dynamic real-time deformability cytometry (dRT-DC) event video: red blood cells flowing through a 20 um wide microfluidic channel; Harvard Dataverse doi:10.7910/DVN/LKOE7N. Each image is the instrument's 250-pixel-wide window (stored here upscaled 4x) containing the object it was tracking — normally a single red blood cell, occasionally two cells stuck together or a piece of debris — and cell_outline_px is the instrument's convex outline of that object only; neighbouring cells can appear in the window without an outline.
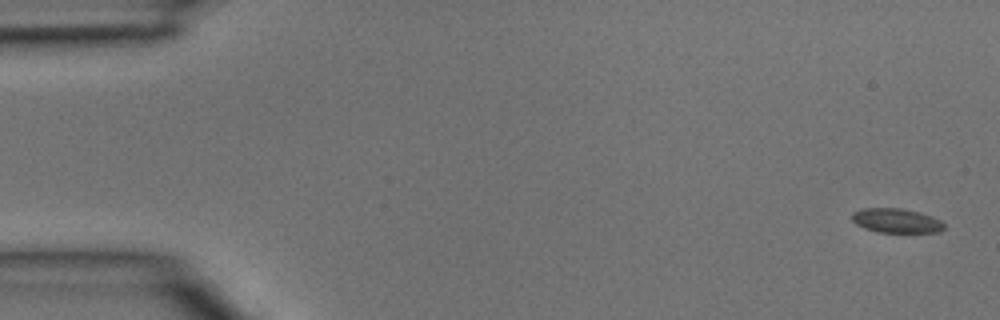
{"species": "common noctule bat (a hibernating species)", "species_latin": "Nyctalus noctula", "temperature_condition": "room temperature", "stored_images_in_passage": 3, "camera_frame_rate_fps": 3000, "um_per_image_px": 0.085, "animal": {"sex": "male", "body_mass_g": 15.6}, "frame": {"image": 1, "passage_image": 1, "time_ms": 0.0, "image_size_px": [1000, 320], "cell_outline_px": [[944, 228], [940, 232], [880, 232], [864, 228], [856, 224], [852, 220], [852, 212], [864, 208], [900, 208], [920, 212], [932, 216], [940, 220], [944, 224]], "centroid_in_image_um": [76.19, 18.75], "position_along_channel_um": 8.8, "area_um2": 13.06}}
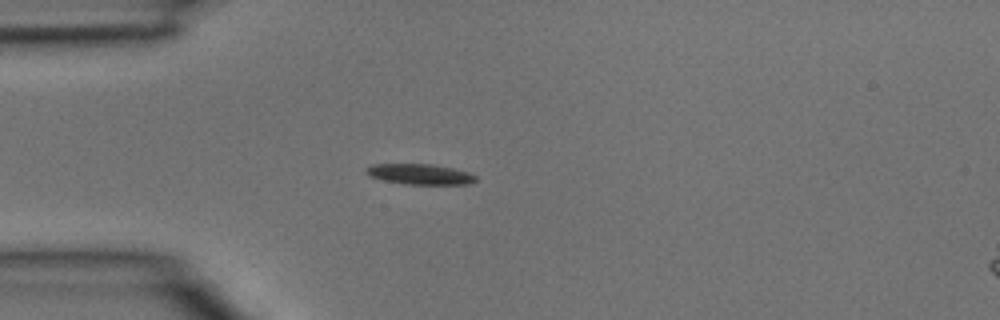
{"frame": {"image": 2, "passage_image": 3, "time_ms": 0.667, "image_size_px": [1000, 320], "cell_outline_px": [[476, 180], [468, 184], [404, 184], [384, 180], [368, 176], [364, 172], [364, 168], [372, 164], [432, 164], [452, 168], [468, 172], [476, 176]], "centroid_in_image_um": [35.63, 14.8], "position_along_channel_um": 49.4, "area_um2": 13.12}}